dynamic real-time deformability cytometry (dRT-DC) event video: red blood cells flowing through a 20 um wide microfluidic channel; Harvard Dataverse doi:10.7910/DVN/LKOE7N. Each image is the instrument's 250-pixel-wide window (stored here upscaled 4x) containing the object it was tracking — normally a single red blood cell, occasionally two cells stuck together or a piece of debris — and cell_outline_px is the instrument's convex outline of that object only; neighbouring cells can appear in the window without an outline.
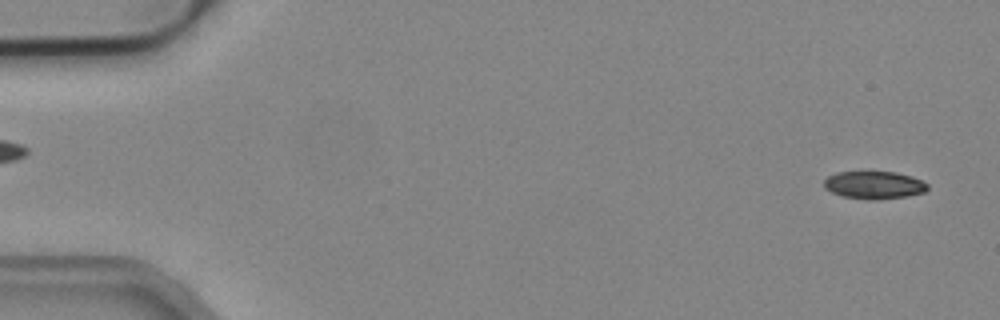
{"species": "common noctule bat (a hibernating species)", "species_latin": "Nyctalus noctula", "temperature_condition": "cold", "stored_images_in_passage": 52, "camera_frame_rate_fps": 3000, "um_per_image_px": 0.085, "animal": {"sex": "male", "body_mass_g": 19.2, "forearm_length_mm": 51.8}, "frame": {"image": 1, "passage_image": 2, "time_ms": 0.333, "image_size_px": [1000, 320], "cell_outline_px": [[928, 188], [924, 192], [908, 196], [876, 200], [868, 200], [844, 196], [832, 192], [824, 188], [824, 180], [828, 176], [836, 172], [896, 172], [912, 176], [928, 184]], "centroid_in_image_um": [74.3, 15.73], "position_along_channel_um": 10.7, "area_um2": 16.7}}
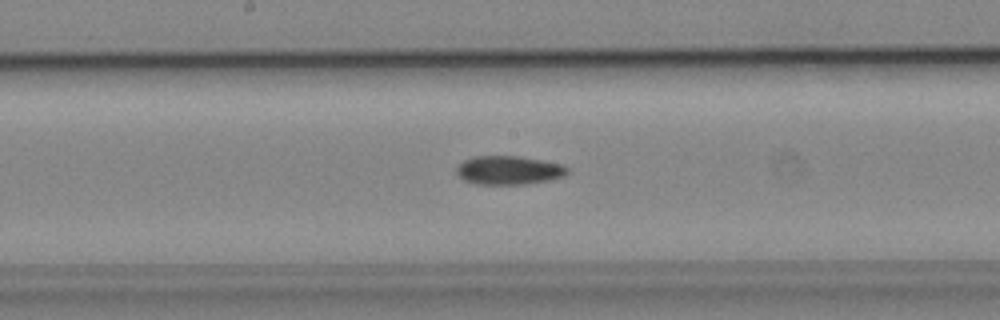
{"frame": {"image": 2, "passage_image": 27, "time_ms": 8.667, "image_size_px": [1000, 320], "cell_outline_px": [[568, 172], [564, 176], [548, 180], [524, 184], [476, 184], [464, 180], [456, 172], [456, 168], [464, 160], [472, 156], [520, 156], [564, 164], [568, 168]], "centroid_in_image_um": [43.25, 14.46], "position_along_channel_um": 204.9, "area_um2": 18.55}}
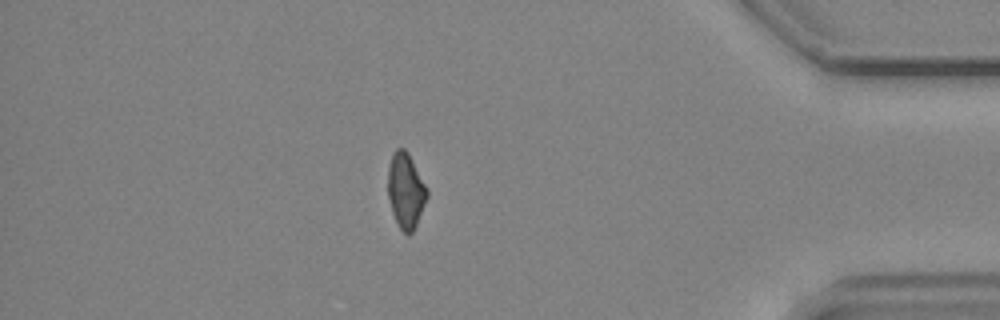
{"frame": {"image": 3, "passage_image": 45, "time_ms": 14.667, "image_size_px": [1000, 320], "cell_outline_px": [[428, 196], [416, 224], [412, 232], [408, 236], [400, 228], [392, 212], [388, 196], [388, 168], [392, 156], [396, 148], [404, 148], [408, 152], [428, 188]], "centroid_in_image_um": [34.49, 16.18], "position_along_channel_um": 400.7, "area_um2": 17.05}}